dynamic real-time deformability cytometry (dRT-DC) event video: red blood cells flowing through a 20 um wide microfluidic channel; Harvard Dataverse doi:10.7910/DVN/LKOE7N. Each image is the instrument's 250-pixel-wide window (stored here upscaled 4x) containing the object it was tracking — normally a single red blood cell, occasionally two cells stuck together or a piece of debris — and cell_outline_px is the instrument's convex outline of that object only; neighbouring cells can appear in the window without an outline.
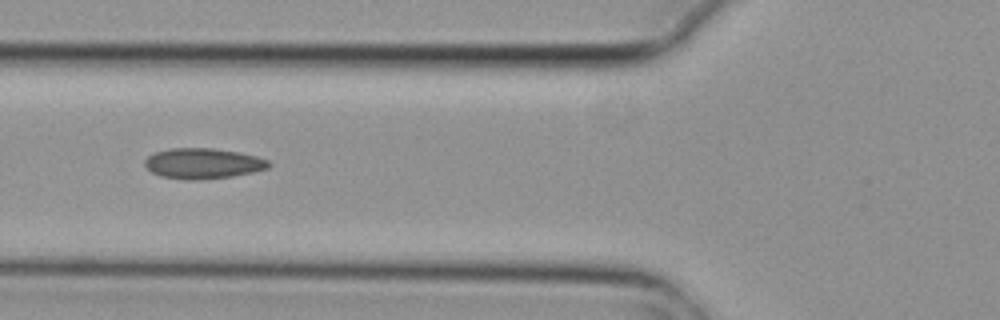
{"species": "common noctule bat (a hibernating species)", "species_latin": "Nyctalus noctula", "temperature_condition": "cold", "stored_images_in_passage": 8, "camera_frame_rate_fps": 3000, "um_per_image_px": 0.085, "animal": {"sex": "female", "body_mass_g": 29.2, "forearm_length_mm": 56.3}, "frame": {"image": 1, "passage_image": 7, "time_ms": 2.0, "image_size_px": [1000, 320], "cell_outline_px": [[272, 164], [268, 168], [252, 172], [232, 176], [196, 180], [188, 180], [160, 176], [152, 172], [144, 164], [144, 160], [152, 152], [168, 148], [212, 148], [240, 152], [256, 156], [268, 160]], "centroid_in_image_um": [17.23, 13.88], "position_along_channel_um": 108.6, "area_um2": 22.14}}
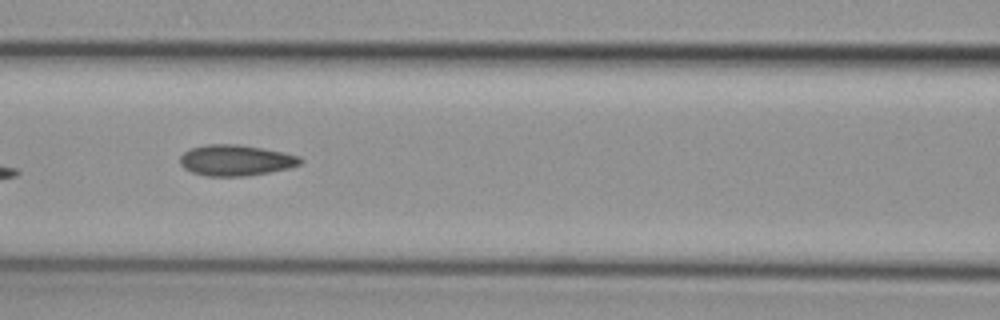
{"frame": {"image": 2, "passage_image": 8, "time_ms": 2.333, "image_size_px": [1000, 320], "cell_outline_px": [[304, 160], [300, 164], [288, 168], [248, 176], [204, 176], [192, 172], [184, 168], [180, 164], [180, 156], [188, 148], [208, 144], [240, 144], [284, 152], [300, 156]], "centroid_in_image_um": [20.03, 13.62], "position_along_channel_um": 146.6, "area_um2": 21.85}}